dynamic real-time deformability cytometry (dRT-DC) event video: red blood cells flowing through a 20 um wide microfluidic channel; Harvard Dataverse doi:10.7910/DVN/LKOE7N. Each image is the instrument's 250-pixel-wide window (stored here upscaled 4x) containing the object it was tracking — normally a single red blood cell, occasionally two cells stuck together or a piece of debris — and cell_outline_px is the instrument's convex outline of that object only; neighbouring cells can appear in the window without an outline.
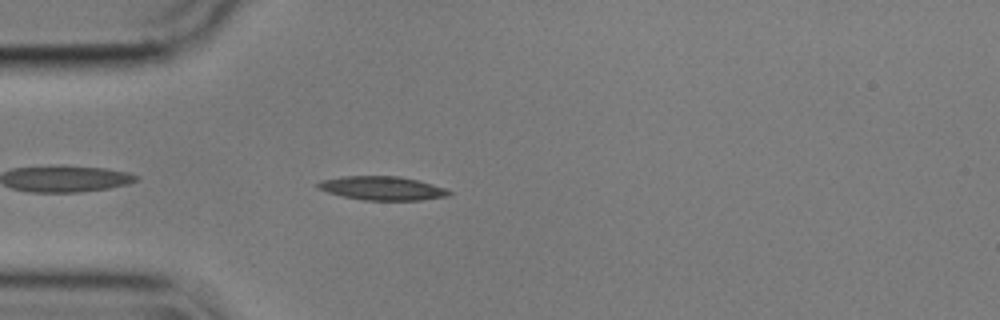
{"species": "common noctule bat (a hibernating species)", "species_latin": "Nyctalus noctula", "temperature_condition": "cold", "stored_images_in_passage": 43, "camera_frame_rate_fps": 3000, "um_per_image_px": 0.085, "animal": {"sex": "male", "body_mass_g": 17.9}, "frame": {"image": 1, "passage_image": 3, "time_ms": 0.667, "image_size_px": [1000, 320], "cell_outline_px": [[452, 192], [448, 196], [420, 200], [364, 200], [344, 196], [328, 192], [316, 188], [312, 184], [320, 180], [344, 176], [400, 176], [432, 184], [444, 188]], "centroid_in_image_um": [32.42, 15.99], "position_along_channel_um": 52.6, "area_um2": 18.15}}
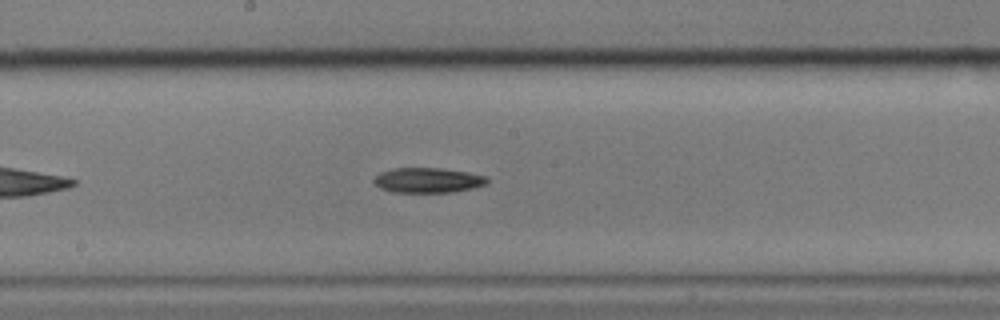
{"frame": {"image": 2, "passage_image": 17, "time_ms": 5.333, "image_size_px": [1000, 320], "cell_outline_px": [[488, 184], [472, 188], [452, 192], [392, 192], [380, 188], [372, 180], [380, 172], [392, 168], [440, 168], [468, 172], [488, 176]], "centroid_in_image_um": [36.38, 15.31], "position_along_channel_um": 211.8, "area_um2": 16.59}}
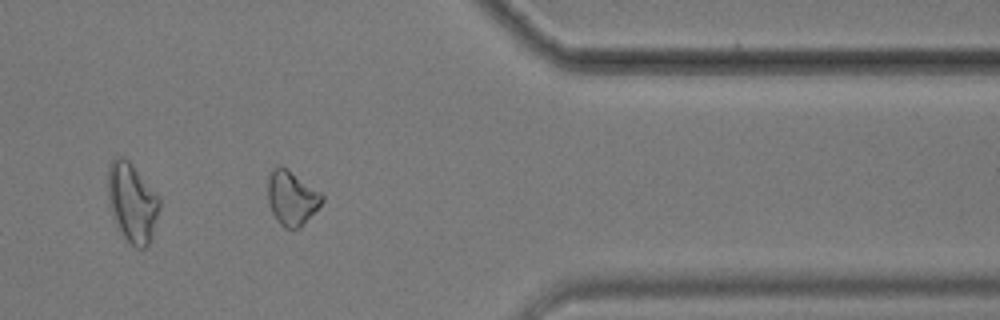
{"frame": {"image": 3, "passage_image": 33, "time_ms": 10.667, "image_size_px": [1000, 320], "cell_outline_px": [[324, 200], [304, 224], [300, 228], [284, 228], [276, 220], [268, 204], [268, 176], [272, 168], [280, 164], [288, 168], [320, 192], [324, 196]], "centroid_in_image_um": [24.78, 16.8], "position_along_channel_um": 386.6, "area_um2": 17.34}, "authors_computed_cell_mechanics": {"area_um2": 16.8198, "velocity_mm_per_s": 3.5825, "shape_relaxation_time_tau1_ms": 3.7732, "shape_relaxation_time_tau2_ms": null, "deformation_change_tau1": 0.1381, "deformation_change_tau2": null}}